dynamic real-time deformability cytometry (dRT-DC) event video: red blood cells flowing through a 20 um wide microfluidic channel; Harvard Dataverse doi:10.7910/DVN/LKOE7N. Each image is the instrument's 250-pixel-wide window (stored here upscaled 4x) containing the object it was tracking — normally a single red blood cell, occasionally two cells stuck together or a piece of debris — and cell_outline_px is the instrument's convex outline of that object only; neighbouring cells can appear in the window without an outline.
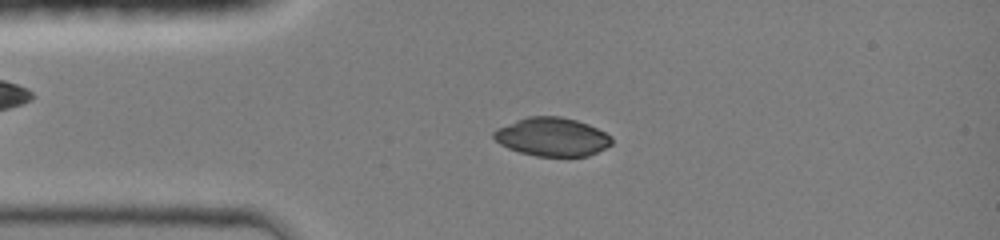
{"species": "common noctule bat (a hibernating species)", "species_latin": "Nyctalus noctula", "temperature_condition": "room temperature", "stored_images_in_passage": 9, "camera_frame_rate_fps": 3000, "um_per_image_px": 0.085, "animal": {"sex": "female", "body_mass_g": 19.0, "forearm_length_mm": 51.5}, "frame": {"image": 1, "passage_image": 2, "time_ms": 1.0, "image_size_px": [1000, 240], "cell_outline_px": [[612, 144], [588, 156], [536, 156], [520, 152], [508, 148], [500, 144], [492, 136], [492, 132], [496, 128], [516, 120], [528, 116], [560, 116], [576, 120], [588, 124], [612, 136]], "centroid_in_image_um": [46.91, 11.63], "position_along_channel_um": 38.1, "area_um2": 26.47}}
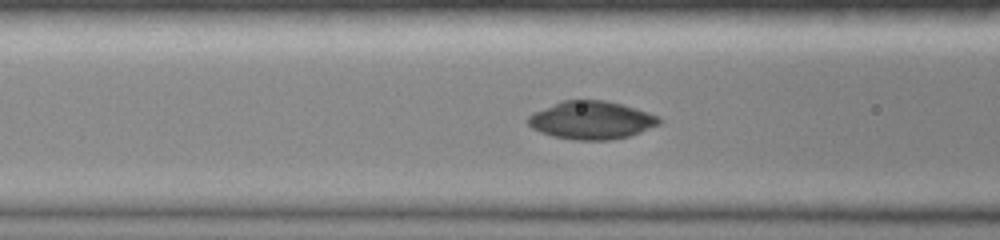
{"frame": {"image": 2, "passage_image": 5, "time_ms": 3.333, "image_size_px": [1000, 240], "cell_outline_px": [[664, 120], [660, 124], [640, 132], [628, 136], [608, 140], [572, 140], [552, 136], [540, 132], [532, 128], [528, 124], [528, 116], [532, 112], [560, 100], [604, 100], [620, 104], [648, 112], [660, 116]], "centroid_in_image_um": [50.25, 10.21], "position_along_channel_um": 116.3, "area_um2": 29.25}}
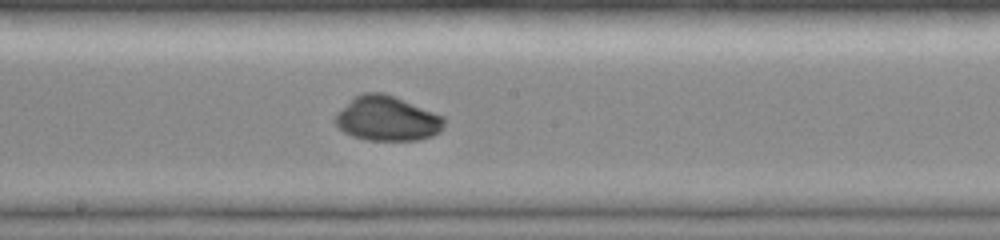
{"frame": {"image": 3, "passage_image": 9, "time_ms": 5.667, "image_size_px": [1000, 240], "cell_outline_px": [[444, 128], [440, 132], [432, 136], [420, 140], [368, 140], [352, 136], [344, 132], [332, 120], [336, 112], [356, 96], [364, 92], [384, 92], [444, 116]], "centroid_in_image_um": [32.9, 10.08], "position_along_channel_um": 215.3, "area_um2": 28.5}}